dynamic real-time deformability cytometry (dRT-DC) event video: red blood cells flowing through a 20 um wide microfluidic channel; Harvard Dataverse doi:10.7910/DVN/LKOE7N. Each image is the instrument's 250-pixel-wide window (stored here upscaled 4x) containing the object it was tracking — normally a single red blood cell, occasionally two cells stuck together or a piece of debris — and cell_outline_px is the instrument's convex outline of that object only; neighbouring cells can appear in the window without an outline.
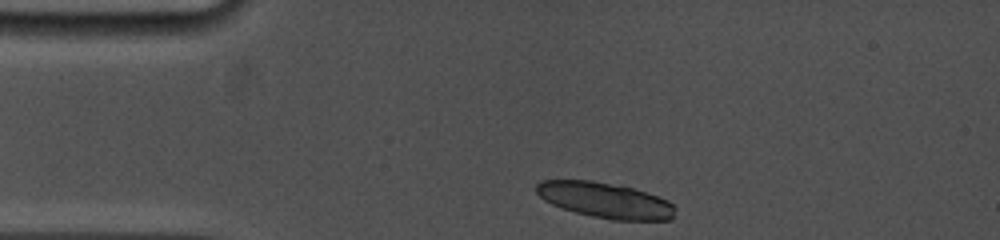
{"species": "common noctule bat (a hibernating species)", "species_latin": "Nyctalus noctula", "temperature_condition": "cold", "stored_images_in_passage": 2, "camera_frame_rate_fps": 5000, "um_per_image_px": 0.085, "animal": {"sex": "female", "body_mass_g": 19.0, "forearm_length_mm": 53.3}, "frame": {"image": 1, "passage_image": 1, "time_ms": 0.0, "image_size_px": [1000, 240], "cell_outline_px": [[676, 216], [672, 220], [612, 220], [592, 216], [576, 212], [552, 204], [544, 200], [536, 192], [536, 184], [540, 180], [592, 180], [632, 188], [668, 200], [676, 208]], "centroid_in_image_um": [51.46, 17.03], "position_along_channel_um": 33.5, "area_um2": 28.67}}